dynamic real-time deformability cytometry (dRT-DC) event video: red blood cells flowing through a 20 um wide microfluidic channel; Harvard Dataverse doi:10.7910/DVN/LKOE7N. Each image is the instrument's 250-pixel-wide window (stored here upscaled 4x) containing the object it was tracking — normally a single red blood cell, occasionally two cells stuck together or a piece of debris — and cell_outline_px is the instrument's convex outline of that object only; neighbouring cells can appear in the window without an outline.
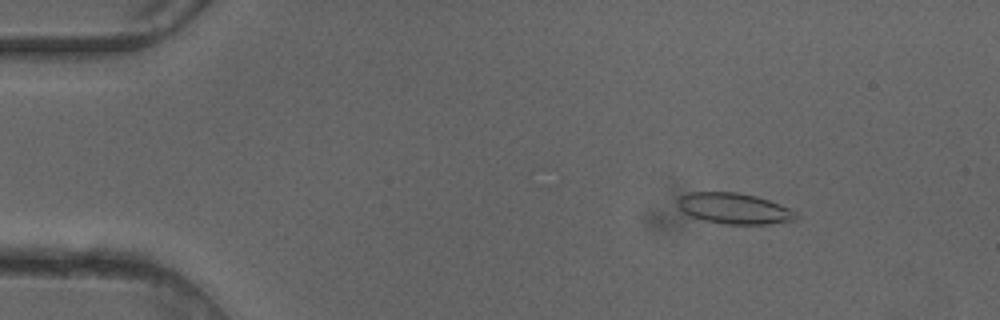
{"species": "common noctule bat (a hibernating species)", "species_latin": "Nyctalus noctula", "temperature_condition": "cold", "stored_images_in_passage": 40, "camera_frame_rate_fps": 3000, "um_per_image_px": 0.085, "animal": {"sex": "female"}, "frame": {"image": 1, "passage_image": 7, "time_ms": 2.0, "image_size_px": [1000, 320], "cell_outline_px": [[800, 216], [796, 220], [768, 224], [724, 224], [704, 220], [692, 216], [684, 212], [676, 204], [676, 200], [680, 196], [688, 192], [736, 192], [756, 196], [780, 204], [796, 212]], "centroid_in_image_um": [62.41, 17.72], "position_along_channel_um": 22.6, "area_um2": 21.33}}
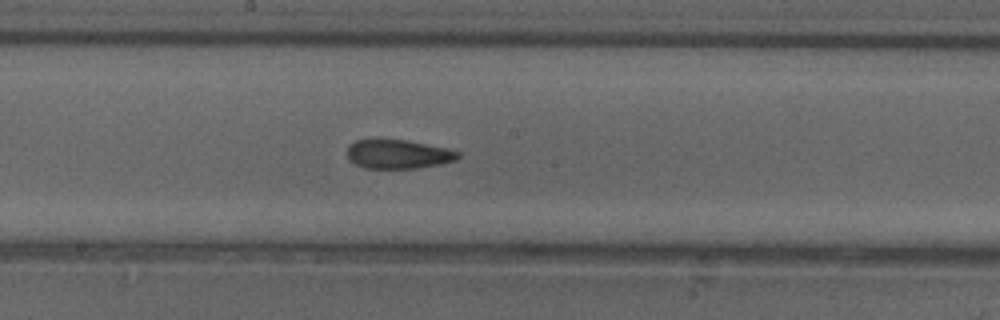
{"frame": {"image": 2, "passage_image": 27, "time_ms": 8.667, "image_size_px": [1000, 320], "cell_outline_px": [[460, 156], [456, 160], [440, 164], [416, 168], [364, 168], [348, 160], [348, 144], [356, 140], [372, 136], [380, 136], [404, 140], [448, 148], [460, 152]], "centroid_in_image_um": [33.78, 13.05], "position_along_channel_um": 214.4, "area_um2": 19.42}}
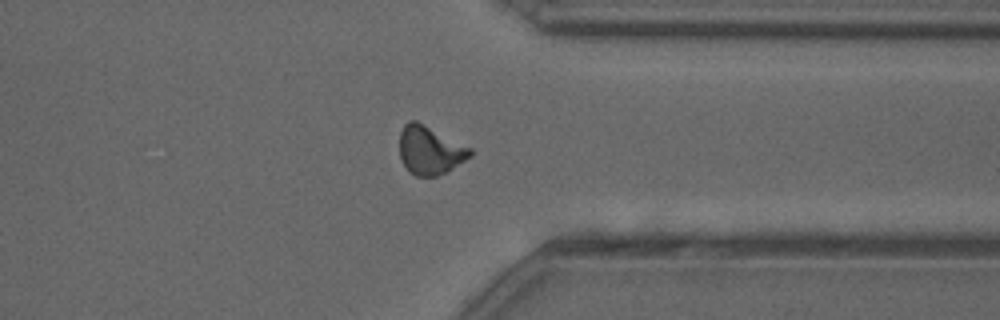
{"frame": {"image": 3, "passage_image": 39, "time_ms": 12.667, "image_size_px": [1000, 320], "cell_outline_px": [[472, 156], [452, 168], [436, 176], [416, 176], [408, 172], [400, 160], [400, 132], [404, 124], [408, 120], [416, 120], [472, 148]], "centroid_in_image_um": [36.52, 12.76], "position_along_channel_um": 374.9, "area_um2": 20.0}}